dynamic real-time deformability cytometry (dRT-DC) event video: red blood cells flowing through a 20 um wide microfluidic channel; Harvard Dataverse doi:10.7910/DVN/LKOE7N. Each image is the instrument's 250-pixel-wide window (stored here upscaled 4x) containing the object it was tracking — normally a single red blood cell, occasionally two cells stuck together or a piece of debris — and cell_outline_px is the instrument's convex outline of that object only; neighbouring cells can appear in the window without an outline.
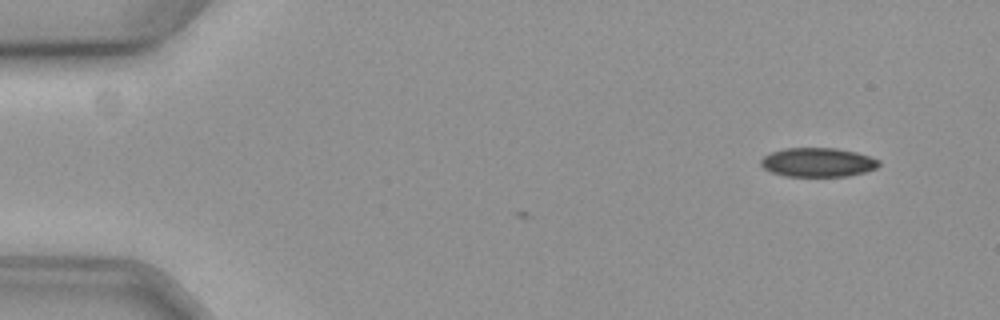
{"species": "common noctule bat (a hibernating species)", "species_latin": "Nyctalus noctula", "temperature_condition": "cold", "stored_images_in_passage": 3, "camera_frame_rate_fps": 3000, "um_per_image_px": 0.085, "animal": {"sex": "female", "body_mass_g": 19.3, "forearm_length_mm": 54.1}, "frame": {"image": 1, "passage_image": 3, "time_ms": 0.667, "image_size_px": [1000, 320], "cell_outline_px": [[880, 164], [876, 168], [864, 172], [848, 176], [784, 176], [772, 172], [764, 168], [760, 164], [760, 160], [764, 156], [772, 152], [784, 148], [836, 148], [856, 152], [880, 160]], "centroid_in_image_um": [69.51, 13.8], "position_along_channel_um": 15.5, "area_um2": 19.94}}